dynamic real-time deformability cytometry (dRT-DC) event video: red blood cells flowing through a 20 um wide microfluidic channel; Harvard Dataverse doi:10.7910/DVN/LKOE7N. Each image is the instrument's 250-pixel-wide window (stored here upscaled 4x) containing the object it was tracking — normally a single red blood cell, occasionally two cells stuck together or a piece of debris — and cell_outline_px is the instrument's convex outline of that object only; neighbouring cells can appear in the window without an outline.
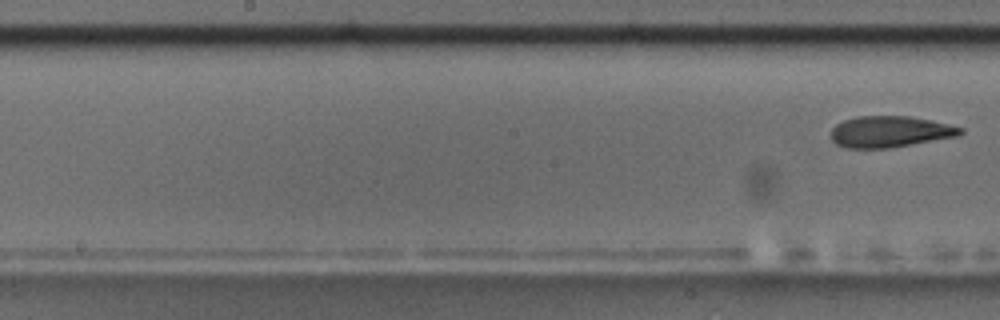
{"species": "common noctule bat (a hibernating species)", "species_latin": "Nyctalus noctula", "temperature_condition": "room temperature", "stored_images_in_passage": 10, "camera_frame_rate_fps": 3000, "um_per_image_px": 0.085, "animal": {"sex": "male", "body_mass_g": 17.5, "forearm_length_mm": 52.3}, "frame": {"image": 1, "passage_image": 10, "time_ms": 11.333, "image_size_px": [1000, 320], "cell_outline_px": [[964, 132], [960, 136], [888, 148], [848, 148], [836, 144], [832, 140], [832, 128], [836, 124], [844, 120], [856, 116], [908, 116], [948, 124], [964, 128]], "centroid_in_image_um": [75.66, 11.19], "position_along_channel_um": 172.5, "area_um2": 23.52}}